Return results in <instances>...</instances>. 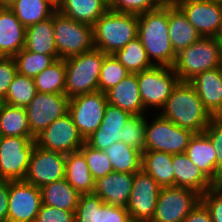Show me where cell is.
Returning <instances> with one entry per match:
<instances>
[{"instance_id": "1", "label": "cell", "mask_w": 222, "mask_h": 222, "mask_svg": "<svg viewBox=\"0 0 222 222\" xmlns=\"http://www.w3.org/2000/svg\"><path fill=\"white\" fill-rule=\"evenodd\" d=\"M154 66L173 67L176 53L168 34V5L138 15V34Z\"/></svg>"}, {"instance_id": "2", "label": "cell", "mask_w": 222, "mask_h": 222, "mask_svg": "<svg viewBox=\"0 0 222 222\" xmlns=\"http://www.w3.org/2000/svg\"><path fill=\"white\" fill-rule=\"evenodd\" d=\"M159 114L181 128L202 133L214 118L204 107L194 87L179 81Z\"/></svg>"}, {"instance_id": "3", "label": "cell", "mask_w": 222, "mask_h": 222, "mask_svg": "<svg viewBox=\"0 0 222 222\" xmlns=\"http://www.w3.org/2000/svg\"><path fill=\"white\" fill-rule=\"evenodd\" d=\"M138 34V15L107 10L93 25L94 48L114 55Z\"/></svg>"}, {"instance_id": "4", "label": "cell", "mask_w": 222, "mask_h": 222, "mask_svg": "<svg viewBox=\"0 0 222 222\" xmlns=\"http://www.w3.org/2000/svg\"><path fill=\"white\" fill-rule=\"evenodd\" d=\"M218 67H222V47L215 37H200L177 53L173 65L182 82H189L198 74Z\"/></svg>"}, {"instance_id": "5", "label": "cell", "mask_w": 222, "mask_h": 222, "mask_svg": "<svg viewBox=\"0 0 222 222\" xmlns=\"http://www.w3.org/2000/svg\"><path fill=\"white\" fill-rule=\"evenodd\" d=\"M106 56L101 50L93 48L65 59V95L69 99L98 91L101 67Z\"/></svg>"}, {"instance_id": "6", "label": "cell", "mask_w": 222, "mask_h": 222, "mask_svg": "<svg viewBox=\"0 0 222 222\" xmlns=\"http://www.w3.org/2000/svg\"><path fill=\"white\" fill-rule=\"evenodd\" d=\"M151 114V112L147 114L145 124L144 151L184 153L194 133L179 127L159 113Z\"/></svg>"}, {"instance_id": "7", "label": "cell", "mask_w": 222, "mask_h": 222, "mask_svg": "<svg viewBox=\"0 0 222 222\" xmlns=\"http://www.w3.org/2000/svg\"><path fill=\"white\" fill-rule=\"evenodd\" d=\"M53 29L59 59L79 55L94 48L93 26L77 22L58 10L53 13Z\"/></svg>"}, {"instance_id": "8", "label": "cell", "mask_w": 222, "mask_h": 222, "mask_svg": "<svg viewBox=\"0 0 222 222\" xmlns=\"http://www.w3.org/2000/svg\"><path fill=\"white\" fill-rule=\"evenodd\" d=\"M136 74L145 111L159 113L179 82L173 67L153 66Z\"/></svg>"}, {"instance_id": "9", "label": "cell", "mask_w": 222, "mask_h": 222, "mask_svg": "<svg viewBox=\"0 0 222 222\" xmlns=\"http://www.w3.org/2000/svg\"><path fill=\"white\" fill-rule=\"evenodd\" d=\"M35 145V137H0V179L24 180Z\"/></svg>"}, {"instance_id": "10", "label": "cell", "mask_w": 222, "mask_h": 222, "mask_svg": "<svg viewBox=\"0 0 222 222\" xmlns=\"http://www.w3.org/2000/svg\"><path fill=\"white\" fill-rule=\"evenodd\" d=\"M200 201L201 195L192 189L161 187L150 222H183Z\"/></svg>"}, {"instance_id": "11", "label": "cell", "mask_w": 222, "mask_h": 222, "mask_svg": "<svg viewBox=\"0 0 222 222\" xmlns=\"http://www.w3.org/2000/svg\"><path fill=\"white\" fill-rule=\"evenodd\" d=\"M107 104L100 90L70 98L68 113L84 140L100 127Z\"/></svg>"}, {"instance_id": "12", "label": "cell", "mask_w": 222, "mask_h": 222, "mask_svg": "<svg viewBox=\"0 0 222 222\" xmlns=\"http://www.w3.org/2000/svg\"><path fill=\"white\" fill-rule=\"evenodd\" d=\"M69 100L65 94L37 92L25 107L31 134L36 138L52 122L68 114Z\"/></svg>"}, {"instance_id": "13", "label": "cell", "mask_w": 222, "mask_h": 222, "mask_svg": "<svg viewBox=\"0 0 222 222\" xmlns=\"http://www.w3.org/2000/svg\"><path fill=\"white\" fill-rule=\"evenodd\" d=\"M41 204L40 188L25 180L9 181L7 222H35Z\"/></svg>"}, {"instance_id": "14", "label": "cell", "mask_w": 222, "mask_h": 222, "mask_svg": "<svg viewBox=\"0 0 222 222\" xmlns=\"http://www.w3.org/2000/svg\"><path fill=\"white\" fill-rule=\"evenodd\" d=\"M161 186L142 169L134 174L133 188L126 206L132 221L150 222Z\"/></svg>"}, {"instance_id": "15", "label": "cell", "mask_w": 222, "mask_h": 222, "mask_svg": "<svg viewBox=\"0 0 222 222\" xmlns=\"http://www.w3.org/2000/svg\"><path fill=\"white\" fill-rule=\"evenodd\" d=\"M84 143L69 113L56 119L36 137V145L40 148L65 155L78 151Z\"/></svg>"}, {"instance_id": "16", "label": "cell", "mask_w": 222, "mask_h": 222, "mask_svg": "<svg viewBox=\"0 0 222 222\" xmlns=\"http://www.w3.org/2000/svg\"><path fill=\"white\" fill-rule=\"evenodd\" d=\"M66 155L35 145L24 180L38 188L65 178Z\"/></svg>"}, {"instance_id": "17", "label": "cell", "mask_w": 222, "mask_h": 222, "mask_svg": "<svg viewBox=\"0 0 222 222\" xmlns=\"http://www.w3.org/2000/svg\"><path fill=\"white\" fill-rule=\"evenodd\" d=\"M176 5L201 37H215L222 23V4L211 0H178Z\"/></svg>"}, {"instance_id": "18", "label": "cell", "mask_w": 222, "mask_h": 222, "mask_svg": "<svg viewBox=\"0 0 222 222\" xmlns=\"http://www.w3.org/2000/svg\"><path fill=\"white\" fill-rule=\"evenodd\" d=\"M135 173L111 172L95 181L94 194L110 206L126 208Z\"/></svg>"}, {"instance_id": "19", "label": "cell", "mask_w": 222, "mask_h": 222, "mask_svg": "<svg viewBox=\"0 0 222 222\" xmlns=\"http://www.w3.org/2000/svg\"><path fill=\"white\" fill-rule=\"evenodd\" d=\"M208 112L215 117L222 109V67L202 72L189 81Z\"/></svg>"}, {"instance_id": "20", "label": "cell", "mask_w": 222, "mask_h": 222, "mask_svg": "<svg viewBox=\"0 0 222 222\" xmlns=\"http://www.w3.org/2000/svg\"><path fill=\"white\" fill-rule=\"evenodd\" d=\"M26 27L9 7H0V57H14L25 46Z\"/></svg>"}, {"instance_id": "21", "label": "cell", "mask_w": 222, "mask_h": 222, "mask_svg": "<svg viewBox=\"0 0 222 222\" xmlns=\"http://www.w3.org/2000/svg\"><path fill=\"white\" fill-rule=\"evenodd\" d=\"M108 104L132 115L148 114L140 97L137 74H129L116 86L105 92Z\"/></svg>"}, {"instance_id": "22", "label": "cell", "mask_w": 222, "mask_h": 222, "mask_svg": "<svg viewBox=\"0 0 222 222\" xmlns=\"http://www.w3.org/2000/svg\"><path fill=\"white\" fill-rule=\"evenodd\" d=\"M172 165L174 186L189 188L203 195L214 185L185 152L172 154Z\"/></svg>"}, {"instance_id": "23", "label": "cell", "mask_w": 222, "mask_h": 222, "mask_svg": "<svg viewBox=\"0 0 222 222\" xmlns=\"http://www.w3.org/2000/svg\"><path fill=\"white\" fill-rule=\"evenodd\" d=\"M185 153L213 184H217L216 153L212 142L204 132L194 133Z\"/></svg>"}, {"instance_id": "24", "label": "cell", "mask_w": 222, "mask_h": 222, "mask_svg": "<svg viewBox=\"0 0 222 222\" xmlns=\"http://www.w3.org/2000/svg\"><path fill=\"white\" fill-rule=\"evenodd\" d=\"M168 34L176 54L201 37L176 4L168 5Z\"/></svg>"}, {"instance_id": "25", "label": "cell", "mask_w": 222, "mask_h": 222, "mask_svg": "<svg viewBox=\"0 0 222 222\" xmlns=\"http://www.w3.org/2000/svg\"><path fill=\"white\" fill-rule=\"evenodd\" d=\"M53 33L52 14L50 18L26 28L24 49L35 53L51 55L55 60H58L59 56Z\"/></svg>"}, {"instance_id": "26", "label": "cell", "mask_w": 222, "mask_h": 222, "mask_svg": "<svg viewBox=\"0 0 222 222\" xmlns=\"http://www.w3.org/2000/svg\"><path fill=\"white\" fill-rule=\"evenodd\" d=\"M108 9V0H62L57 7L61 14L91 26Z\"/></svg>"}, {"instance_id": "27", "label": "cell", "mask_w": 222, "mask_h": 222, "mask_svg": "<svg viewBox=\"0 0 222 222\" xmlns=\"http://www.w3.org/2000/svg\"><path fill=\"white\" fill-rule=\"evenodd\" d=\"M42 204L76 212L80 193L64 178L40 188Z\"/></svg>"}, {"instance_id": "28", "label": "cell", "mask_w": 222, "mask_h": 222, "mask_svg": "<svg viewBox=\"0 0 222 222\" xmlns=\"http://www.w3.org/2000/svg\"><path fill=\"white\" fill-rule=\"evenodd\" d=\"M65 179L80 193H93L95 180L84 154L78 150L66 155Z\"/></svg>"}, {"instance_id": "29", "label": "cell", "mask_w": 222, "mask_h": 222, "mask_svg": "<svg viewBox=\"0 0 222 222\" xmlns=\"http://www.w3.org/2000/svg\"><path fill=\"white\" fill-rule=\"evenodd\" d=\"M141 169L161 187L174 186L172 154L159 151L142 152Z\"/></svg>"}, {"instance_id": "30", "label": "cell", "mask_w": 222, "mask_h": 222, "mask_svg": "<svg viewBox=\"0 0 222 222\" xmlns=\"http://www.w3.org/2000/svg\"><path fill=\"white\" fill-rule=\"evenodd\" d=\"M34 137L31 134L25 107L0 103V137Z\"/></svg>"}, {"instance_id": "31", "label": "cell", "mask_w": 222, "mask_h": 222, "mask_svg": "<svg viewBox=\"0 0 222 222\" xmlns=\"http://www.w3.org/2000/svg\"><path fill=\"white\" fill-rule=\"evenodd\" d=\"M114 172L136 173L141 170L142 152L121 141L103 150Z\"/></svg>"}, {"instance_id": "32", "label": "cell", "mask_w": 222, "mask_h": 222, "mask_svg": "<svg viewBox=\"0 0 222 222\" xmlns=\"http://www.w3.org/2000/svg\"><path fill=\"white\" fill-rule=\"evenodd\" d=\"M9 8L26 28L50 18L57 10L48 0H17Z\"/></svg>"}, {"instance_id": "33", "label": "cell", "mask_w": 222, "mask_h": 222, "mask_svg": "<svg viewBox=\"0 0 222 222\" xmlns=\"http://www.w3.org/2000/svg\"><path fill=\"white\" fill-rule=\"evenodd\" d=\"M37 92L65 94L66 64L65 59H58L45 68L35 78Z\"/></svg>"}, {"instance_id": "34", "label": "cell", "mask_w": 222, "mask_h": 222, "mask_svg": "<svg viewBox=\"0 0 222 222\" xmlns=\"http://www.w3.org/2000/svg\"><path fill=\"white\" fill-rule=\"evenodd\" d=\"M131 74L150 69L154 65L149 60L140 39L136 37L123 49L113 55Z\"/></svg>"}, {"instance_id": "35", "label": "cell", "mask_w": 222, "mask_h": 222, "mask_svg": "<svg viewBox=\"0 0 222 222\" xmlns=\"http://www.w3.org/2000/svg\"><path fill=\"white\" fill-rule=\"evenodd\" d=\"M13 58L16 62L17 73L30 78H35L56 61L51 55L31 52L24 48Z\"/></svg>"}, {"instance_id": "36", "label": "cell", "mask_w": 222, "mask_h": 222, "mask_svg": "<svg viewBox=\"0 0 222 222\" xmlns=\"http://www.w3.org/2000/svg\"><path fill=\"white\" fill-rule=\"evenodd\" d=\"M37 93L34 78L16 74L3 103L26 107Z\"/></svg>"}, {"instance_id": "37", "label": "cell", "mask_w": 222, "mask_h": 222, "mask_svg": "<svg viewBox=\"0 0 222 222\" xmlns=\"http://www.w3.org/2000/svg\"><path fill=\"white\" fill-rule=\"evenodd\" d=\"M146 119L147 114L131 115L120 130V141L144 152Z\"/></svg>"}, {"instance_id": "38", "label": "cell", "mask_w": 222, "mask_h": 222, "mask_svg": "<svg viewBox=\"0 0 222 222\" xmlns=\"http://www.w3.org/2000/svg\"><path fill=\"white\" fill-rule=\"evenodd\" d=\"M131 74L113 55H107L102 63L98 90L105 93Z\"/></svg>"}, {"instance_id": "39", "label": "cell", "mask_w": 222, "mask_h": 222, "mask_svg": "<svg viewBox=\"0 0 222 222\" xmlns=\"http://www.w3.org/2000/svg\"><path fill=\"white\" fill-rule=\"evenodd\" d=\"M79 150L84 154L90 173L95 181L113 172L110 160L104 151L96 150L86 143Z\"/></svg>"}, {"instance_id": "40", "label": "cell", "mask_w": 222, "mask_h": 222, "mask_svg": "<svg viewBox=\"0 0 222 222\" xmlns=\"http://www.w3.org/2000/svg\"><path fill=\"white\" fill-rule=\"evenodd\" d=\"M105 202L94 193L81 194L75 212V222H99V210Z\"/></svg>"}, {"instance_id": "41", "label": "cell", "mask_w": 222, "mask_h": 222, "mask_svg": "<svg viewBox=\"0 0 222 222\" xmlns=\"http://www.w3.org/2000/svg\"><path fill=\"white\" fill-rule=\"evenodd\" d=\"M162 5L159 0H108L109 10L135 15L157 9Z\"/></svg>"}, {"instance_id": "42", "label": "cell", "mask_w": 222, "mask_h": 222, "mask_svg": "<svg viewBox=\"0 0 222 222\" xmlns=\"http://www.w3.org/2000/svg\"><path fill=\"white\" fill-rule=\"evenodd\" d=\"M213 144L217 158V184L222 183V122L215 117L203 131Z\"/></svg>"}, {"instance_id": "43", "label": "cell", "mask_w": 222, "mask_h": 222, "mask_svg": "<svg viewBox=\"0 0 222 222\" xmlns=\"http://www.w3.org/2000/svg\"><path fill=\"white\" fill-rule=\"evenodd\" d=\"M201 202L209 210L213 222H222V183L214 184L201 195Z\"/></svg>"}, {"instance_id": "44", "label": "cell", "mask_w": 222, "mask_h": 222, "mask_svg": "<svg viewBox=\"0 0 222 222\" xmlns=\"http://www.w3.org/2000/svg\"><path fill=\"white\" fill-rule=\"evenodd\" d=\"M118 141H120L119 129L100 128V127L94 133H92L87 139H85V143L88 146L96 150H102V151Z\"/></svg>"}, {"instance_id": "45", "label": "cell", "mask_w": 222, "mask_h": 222, "mask_svg": "<svg viewBox=\"0 0 222 222\" xmlns=\"http://www.w3.org/2000/svg\"><path fill=\"white\" fill-rule=\"evenodd\" d=\"M17 74V66L13 57H0V103L5 100L9 86Z\"/></svg>"}, {"instance_id": "46", "label": "cell", "mask_w": 222, "mask_h": 222, "mask_svg": "<svg viewBox=\"0 0 222 222\" xmlns=\"http://www.w3.org/2000/svg\"><path fill=\"white\" fill-rule=\"evenodd\" d=\"M35 222H75V212L41 204Z\"/></svg>"}, {"instance_id": "47", "label": "cell", "mask_w": 222, "mask_h": 222, "mask_svg": "<svg viewBox=\"0 0 222 222\" xmlns=\"http://www.w3.org/2000/svg\"><path fill=\"white\" fill-rule=\"evenodd\" d=\"M131 115L128 111L107 104L100 128L119 129L120 131Z\"/></svg>"}, {"instance_id": "48", "label": "cell", "mask_w": 222, "mask_h": 222, "mask_svg": "<svg viewBox=\"0 0 222 222\" xmlns=\"http://www.w3.org/2000/svg\"><path fill=\"white\" fill-rule=\"evenodd\" d=\"M99 222H132L127 208L104 204L99 210Z\"/></svg>"}, {"instance_id": "49", "label": "cell", "mask_w": 222, "mask_h": 222, "mask_svg": "<svg viewBox=\"0 0 222 222\" xmlns=\"http://www.w3.org/2000/svg\"><path fill=\"white\" fill-rule=\"evenodd\" d=\"M183 222H213L209 210L200 201Z\"/></svg>"}, {"instance_id": "50", "label": "cell", "mask_w": 222, "mask_h": 222, "mask_svg": "<svg viewBox=\"0 0 222 222\" xmlns=\"http://www.w3.org/2000/svg\"><path fill=\"white\" fill-rule=\"evenodd\" d=\"M9 181L0 179V222H7Z\"/></svg>"}, {"instance_id": "51", "label": "cell", "mask_w": 222, "mask_h": 222, "mask_svg": "<svg viewBox=\"0 0 222 222\" xmlns=\"http://www.w3.org/2000/svg\"><path fill=\"white\" fill-rule=\"evenodd\" d=\"M17 0H0V7H10L12 6Z\"/></svg>"}, {"instance_id": "52", "label": "cell", "mask_w": 222, "mask_h": 222, "mask_svg": "<svg viewBox=\"0 0 222 222\" xmlns=\"http://www.w3.org/2000/svg\"><path fill=\"white\" fill-rule=\"evenodd\" d=\"M215 38H216L217 42L220 44V46L222 47V23L219 27L217 34L215 35Z\"/></svg>"}, {"instance_id": "53", "label": "cell", "mask_w": 222, "mask_h": 222, "mask_svg": "<svg viewBox=\"0 0 222 222\" xmlns=\"http://www.w3.org/2000/svg\"><path fill=\"white\" fill-rule=\"evenodd\" d=\"M163 5L176 4L178 0H159Z\"/></svg>"}, {"instance_id": "54", "label": "cell", "mask_w": 222, "mask_h": 222, "mask_svg": "<svg viewBox=\"0 0 222 222\" xmlns=\"http://www.w3.org/2000/svg\"><path fill=\"white\" fill-rule=\"evenodd\" d=\"M48 1L51 2L57 8L62 0H48Z\"/></svg>"}, {"instance_id": "55", "label": "cell", "mask_w": 222, "mask_h": 222, "mask_svg": "<svg viewBox=\"0 0 222 222\" xmlns=\"http://www.w3.org/2000/svg\"><path fill=\"white\" fill-rule=\"evenodd\" d=\"M215 118L222 122V109H221L220 112L215 116Z\"/></svg>"}, {"instance_id": "56", "label": "cell", "mask_w": 222, "mask_h": 222, "mask_svg": "<svg viewBox=\"0 0 222 222\" xmlns=\"http://www.w3.org/2000/svg\"><path fill=\"white\" fill-rule=\"evenodd\" d=\"M212 2L222 4V0H211Z\"/></svg>"}]
</instances>
